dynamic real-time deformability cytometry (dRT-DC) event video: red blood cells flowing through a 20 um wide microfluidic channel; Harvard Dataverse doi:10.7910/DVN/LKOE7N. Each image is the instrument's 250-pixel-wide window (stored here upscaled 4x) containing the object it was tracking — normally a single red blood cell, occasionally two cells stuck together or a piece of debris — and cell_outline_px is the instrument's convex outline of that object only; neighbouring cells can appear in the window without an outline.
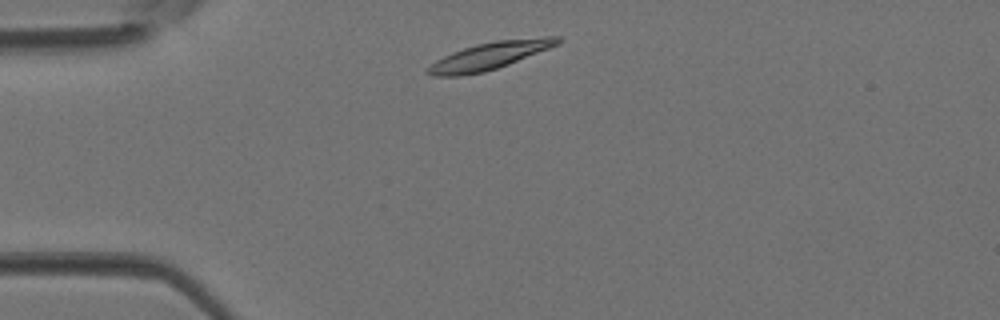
{"species": "Egyptian fruit bat (a non-hibernating species)", "species_latin": "Rousettus aegyptiacus", "temperature_condition": "room temperature", "stored_images_in_passage": 1, "camera_frame_rate_fps": 3000, "um_per_image_px": 0.085, "animal": {"sex": "female"}, "frame": {"image": 1, "passage_image": 1, "time_ms": 0.0, "image_size_px": [1000, 320], "cell_outline_px": [[564, 40], [560, 44], [508, 64], [484, 72], [460, 76], [432, 76], [424, 72], [436, 60], [452, 52], [476, 44], [496, 40], [544, 36], [560, 36]], "centroid_in_image_um": [41.66, 4.72], "position_along_channel_um": 43.3, "area_um2": 20.75}}